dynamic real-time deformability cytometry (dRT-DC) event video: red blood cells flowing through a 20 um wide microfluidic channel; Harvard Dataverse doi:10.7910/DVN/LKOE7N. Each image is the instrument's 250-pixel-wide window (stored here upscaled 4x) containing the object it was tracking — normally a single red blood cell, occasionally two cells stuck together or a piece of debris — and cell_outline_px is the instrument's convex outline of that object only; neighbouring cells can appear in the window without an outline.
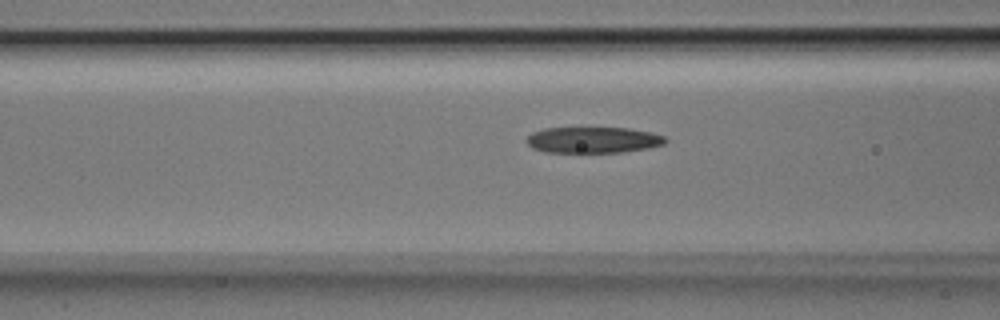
{"species": "Egyptian fruit bat (a non-hibernating species)", "species_latin": "Rousettus aegyptiacus", "temperature_condition": "room temperature", "stored_images_in_passage": 24, "camera_frame_rate_fps": 3000, "um_per_image_px": 0.085, "animal": {"sex": "male"}, "frame": {"image": 1, "passage_image": 4, "time_ms": 1.0, "image_size_px": [1000, 320], "cell_outline_px": [[668, 140], [664, 144], [648, 148], [624, 152], [544, 152], [532, 148], [524, 140], [532, 132], [544, 128], [628, 128], [652, 132], [664, 136]], "centroid_in_image_um": [50.41, 11.89], "position_along_channel_um": 116.2, "area_um2": 21.21}}
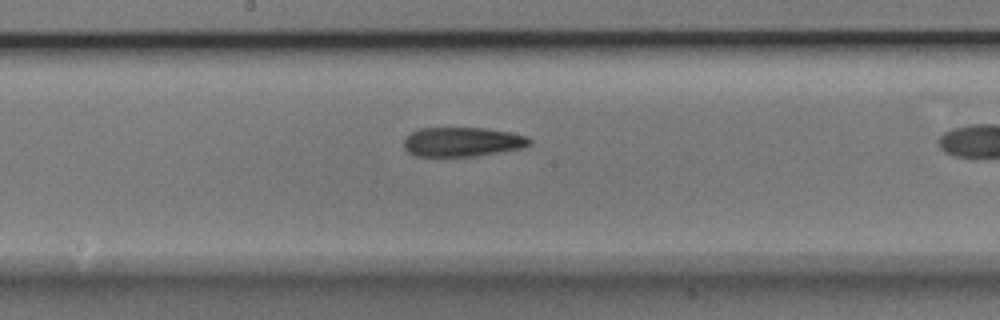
{"frame": {"image": 2, "passage_image": 11, "time_ms": 3.333, "image_size_px": [1000, 320], "cell_outline_px": [[532, 144], [524, 148], [476, 156], [416, 156], [408, 152], [404, 148], [404, 140], [412, 132], [420, 128], [484, 128], [508, 132], [528, 136], [532, 140]], "centroid_in_image_um": [39.34, 12.06], "position_along_channel_um": 208.9, "area_um2": 21.56}}
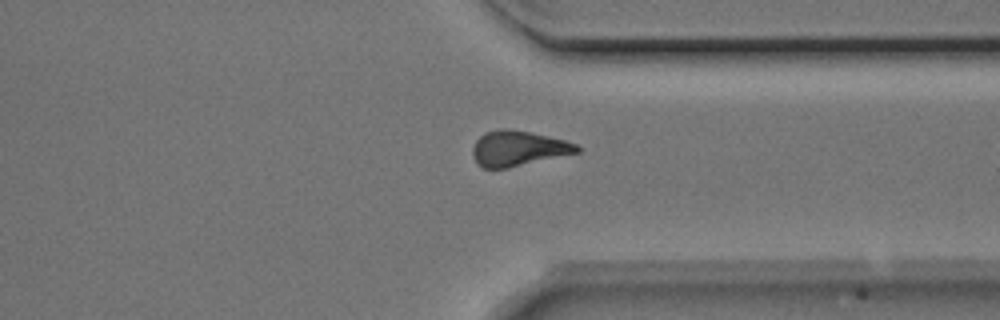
{"frame": {"image": 3, "passage_image": 23, "time_ms": 7.333, "image_size_px": [1000, 320], "cell_outline_px": [[580, 152], [508, 168], [480, 168], [476, 164], [472, 156], [472, 148], [476, 140], [484, 132], [500, 128], [508, 128], [548, 136], [564, 140], [576, 144], [580, 148]], "centroid_in_image_um": [43.99, 12.62], "position_along_channel_um": 367.4, "area_um2": 21.56}}